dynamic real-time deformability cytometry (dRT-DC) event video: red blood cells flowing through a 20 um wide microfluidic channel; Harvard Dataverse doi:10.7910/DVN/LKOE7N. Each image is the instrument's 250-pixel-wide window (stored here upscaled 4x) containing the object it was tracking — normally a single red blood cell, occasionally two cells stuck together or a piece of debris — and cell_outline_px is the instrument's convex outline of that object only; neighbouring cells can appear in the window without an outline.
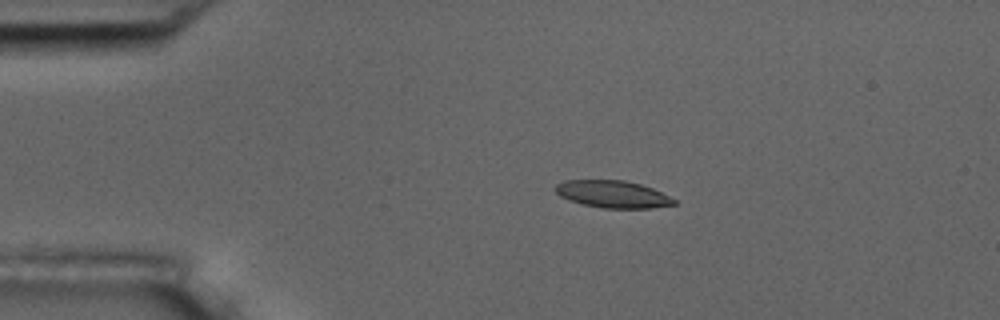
{"species": "common noctule bat (a hibernating species)", "species_latin": "Nyctalus noctula", "temperature_condition": "room temperature", "stored_images_in_passage": 4, "camera_frame_rate_fps": 3000, "um_per_image_px": 0.085, "animal": {"sex": "male", "body_mass_g": 17.5, "forearm_length_mm": 52.3}, "frame": {"image": 1, "passage_image": 3, "time_ms": 2.333, "image_size_px": [1000, 320], "cell_outline_px": [[676, 204], [652, 208], [604, 208], [580, 204], [568, 200], [560, 196], [556, 192], [556, 184], [564, 180], [624, 180], [640, 184], [652, 188], [676, 200]], "centroid_in_image_um": [52.06, 16.51], "position_along_channel_um": 32.9, "area_um2": 18.79}}